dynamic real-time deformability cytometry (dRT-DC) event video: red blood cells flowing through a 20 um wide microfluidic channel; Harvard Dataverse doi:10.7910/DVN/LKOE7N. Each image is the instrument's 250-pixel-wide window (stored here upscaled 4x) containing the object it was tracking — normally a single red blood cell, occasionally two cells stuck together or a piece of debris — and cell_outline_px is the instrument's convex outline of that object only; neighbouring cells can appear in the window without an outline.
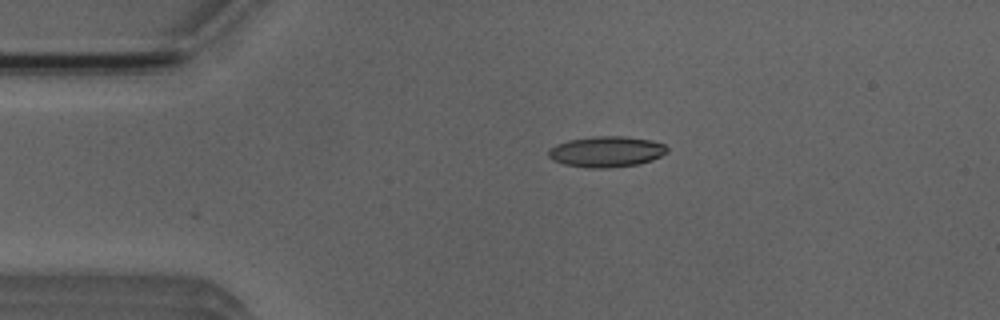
{"species": "Egyptian fruit bat (a non-hibernating species)", "species_latin": "Rousettus aegyptiacus", "temperature_condition": "room temperature", "stored_images_in_passage": 2, "camera_frame_rate_fps": 3000, "um_per_image_px": 0.085, "animal": {"sex": "male"}, "frame": {"image": 1, "passage_image": 1, "time_ms": 0.0, "image_size_px": [1000, 320], "cell_outline_px": [[668, 152], [652, 160], [640, 164], [608, 168], [588, 168], [564, 164], [552, 160], [548, 156], [548, 152], [556, 144], [568, 140], [592, 136], [624, 136], [652, 140], [664, 144], [668, 148]], "centroid_in_image_um": [51.56, 12.89], "position_along_channel_um": 33.4, "area_um2": 21.44}}